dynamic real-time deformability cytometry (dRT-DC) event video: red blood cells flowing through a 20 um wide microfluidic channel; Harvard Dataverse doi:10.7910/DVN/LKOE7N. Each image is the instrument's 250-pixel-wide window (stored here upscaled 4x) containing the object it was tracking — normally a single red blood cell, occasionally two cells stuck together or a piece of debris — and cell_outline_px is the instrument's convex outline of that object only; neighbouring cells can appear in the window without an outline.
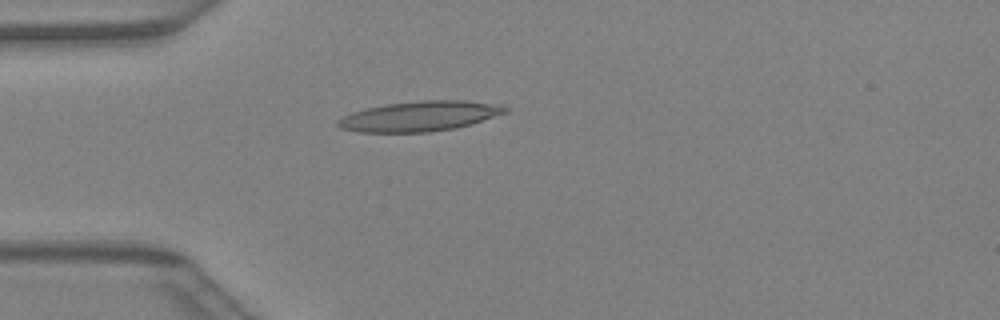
{"species": "Egyptian fruit bat (a non-hibernating species)", "species_latin": "Rousettus aegyptiacus", "temperature_condition": "warm", "stored_images_in_passage": 26, "camera_frame_rate_fps": 3000, "um_per_image_px": 0.085, "animal": {"sex": "female"}, "frame": {"image": 1, "passage_image": 1, "time_ms": 0.0, "image_size_px": [1000, 320], "cell_outline_px": [[508, 112], [472, 124], [452, 128], [428, 132], [360, 132], [340, 128], [336, 124], [336, 120], [352, 112], [364, 108], [384, 104], [420, 100], [464, 100], [488, 104], [508, 108]], "centroid_in_image_um": [35.6, 9.87], "position_along_channel_um": 49.4, "area_um2": 29.13}}
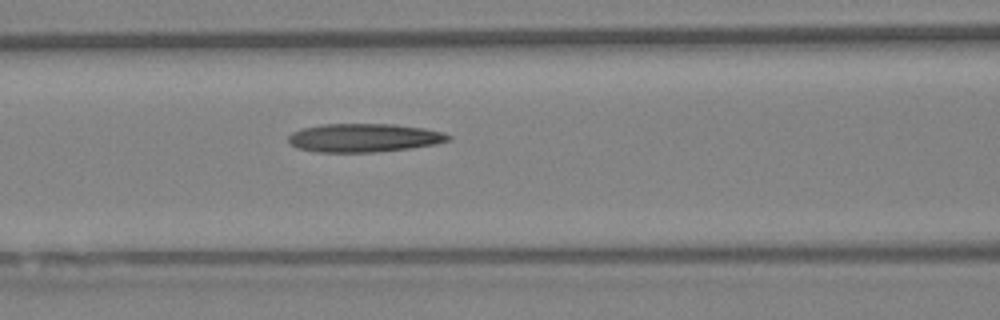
{"frame": {"image": 2, "passage_image": 7, "time_ms": 2.0, "image_size_px": [1000, 320], "cell_outline_px": [[452, 140], [436, 144], [412, 148], [376, 152], [316, 152], [296, 148], [288, 140], [288, 136], [292, 132], [304, 128], [324, 124], [396, 124], [424, 128], [444, 132], [452, 136]], "centroid_in_image_um": [30.99, 11.71], "position_along_channel_um": 135.6, "area_um2": 26.76}}
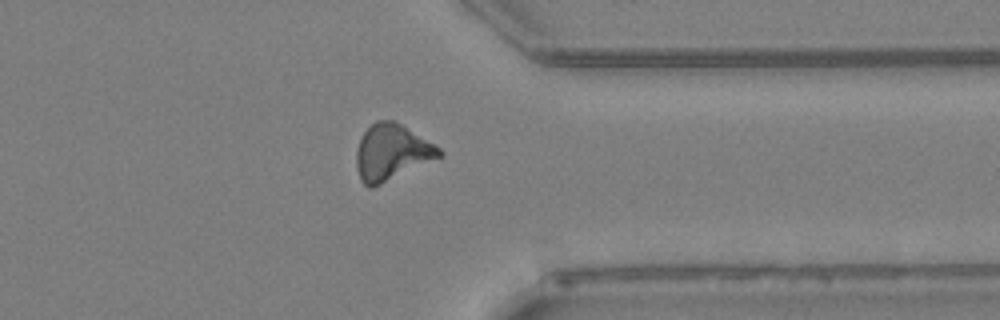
{"frame": {"image": 3, "passage_image": 22, "time_ms": 7.0, "image_size_px": [1000, 320], "cell_outline_px": [[444, 156], [372, 188], [368, 188], [360, 180], [356, 168], [356, 152], [360, 136], [376, 120], [396, 120], [440, 148], [444, 152]], "centroid_in_image_um": [33.29, 12.95], "position_along_channel_um": 378.1, "area_um2": 27.34}}